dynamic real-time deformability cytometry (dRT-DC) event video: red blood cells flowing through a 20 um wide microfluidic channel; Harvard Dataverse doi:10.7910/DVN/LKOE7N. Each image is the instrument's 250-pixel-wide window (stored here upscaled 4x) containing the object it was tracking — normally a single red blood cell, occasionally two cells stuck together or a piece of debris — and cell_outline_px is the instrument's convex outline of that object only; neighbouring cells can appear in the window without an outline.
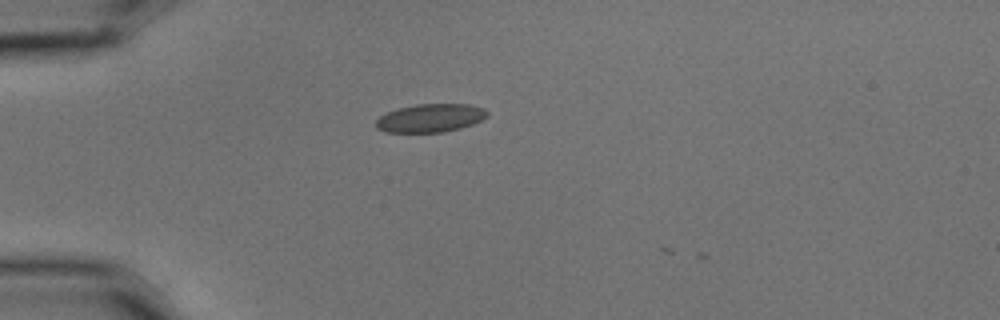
{"species": "common noctule bat (a hibernating species)", "species_latin": "Nyctalus noctula", "temperature_condition": "cold", "stored_images_in_passage": 2, "camera_frame_rate_fps": 3000, "um_per_image_px": 0.085, "animal": {"sex": "male", "body_mass_g": 15.6}, "frame": {"image": 1, "passage_image": 1, "time_ms": 0.0, "image_size_px": [1000, 320], "cell_outline_px": [[488, 116], [472, 124], [460, 128], [444, 132], [388, 132], [376, 128], [376, 120], [380, 116], [396, 108], [416, 104], [468, 104], [484, 108], [488, 112]], "centroid_in_image_um": [36.58, 10.02], "position_along_channel_um": 48.4, "area_um2": 18.32}}